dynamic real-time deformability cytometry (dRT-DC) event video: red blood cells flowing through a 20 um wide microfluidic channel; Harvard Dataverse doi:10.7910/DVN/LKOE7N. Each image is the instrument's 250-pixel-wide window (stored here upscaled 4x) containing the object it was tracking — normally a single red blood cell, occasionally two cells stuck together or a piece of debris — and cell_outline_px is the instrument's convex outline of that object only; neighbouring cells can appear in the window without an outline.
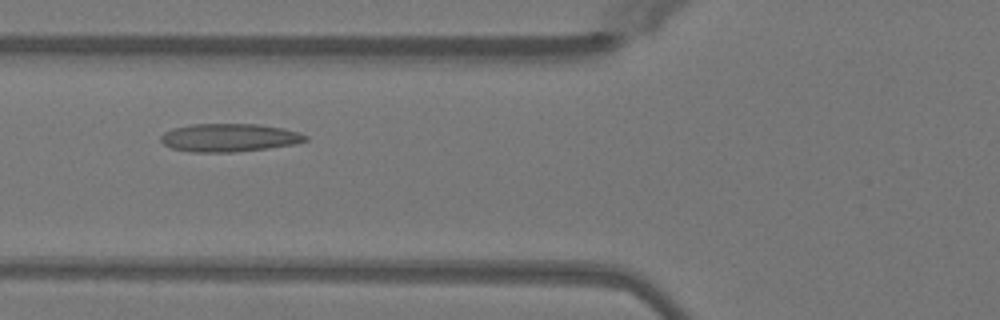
{"species": "Egyptian fruit bat (a non-hibernating species)", "species_latin": "Rousettus aegyptiacus", "temperature_condition": "warm", "stored_images_in_passage": 47, "camera_frame_rate_fps": 3000, "um_per_image_px": 0.085, "animal": {"sex": "female"}, "frame": {"image": 1, "passage_image": 16, "time_ms": 5.0, "image_size_px": [1000, 320], "cell_outline_px": [[308, 140], [296, 144], [268, 148], [236, 152], [188, 152], [172, 148], [164, 144], [160, 140], [160, 136], [164, 132], [172, 128], [192, 124], [256, 124], [280, 128], [300, 132], [308, 136]], "centroid_in_image_um": [19.47, 11.7], "position_along_channel_um": 106.3, "area_um2": 23.81}}
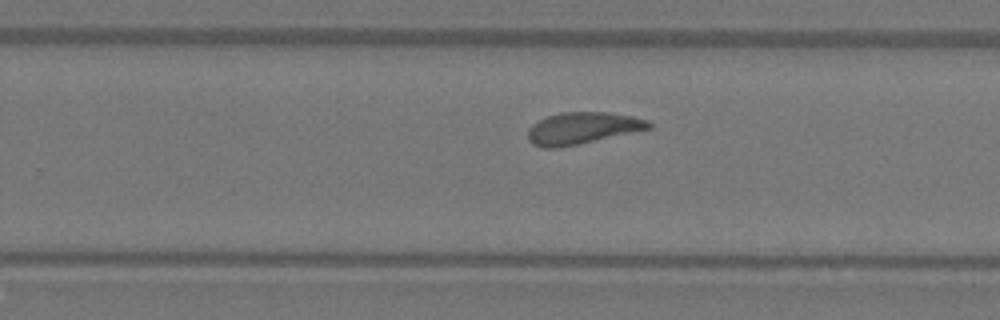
{"frame": {"image": 2, "passage_image": 29, "time_ms": 9.333, "image_size_px": [1000, 320], "cell_outline_px": [[652, 128], [560, 148], [544, 148], [532, 144], [528, 140], [528, 128], [532, 124], [548, 116], [560, 112], [608, 112], [632, 116], [648, 120], [652, 124]], "centroid_in_image_um": [49.49, 10.89], "position_along_channel_um": 280.3, "area_um2": 22.43}}
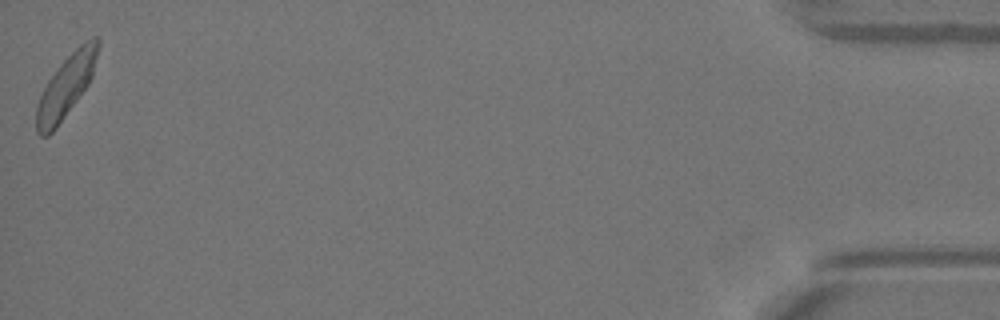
{"frame": {"image": 3, "passage_image": 47, "time_ms": 15.333, "image_size_px": [1000, 320], "cell_outline_px": [[100, 44], [92, 76], [88, 84], [56, 128], [48, 136], [40, 136], [36, 132], [36, 104], [48, 80], [56, 68], [84, 40], [96, 36], [100, 36]], "centroid_in_image_um": [5.61, 7.31], "position_along_channel_um": 429.6, "area_um2": 22.14}, "authors_computed_cell_mechanics": {"area_um2": 22.6576, "velocity_mm_per_s": 4.017, "shape_relaxation_time_tau1_ms": 7.0617, "shape_relaxation_time_tau2_ms": 2.1054, "deformation_change_tau1": 0.1687, "deformation_change_tau2": 0.0939}}